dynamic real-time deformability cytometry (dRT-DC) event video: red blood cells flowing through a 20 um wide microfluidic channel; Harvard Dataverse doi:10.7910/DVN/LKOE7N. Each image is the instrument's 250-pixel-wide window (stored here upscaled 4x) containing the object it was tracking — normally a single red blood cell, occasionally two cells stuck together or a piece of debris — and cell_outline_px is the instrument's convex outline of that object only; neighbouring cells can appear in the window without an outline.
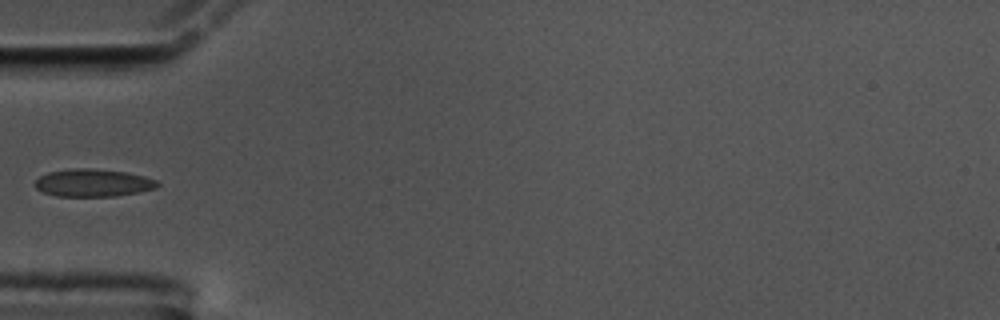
{"species": "common noctule bat (a hibernating species)", "species_latin": "Nyctalus noctula", "temperature_condition": "cold", "stored_images_in_passage": 40, "camera_frame_rate_fps": 3000, "um_per_image_px": 0.085, "animal": {"sex": "male", "body_mass_g": 17.5, "forearm_length_mm": 52.3}, "frame": {"image": 1, "passage_image": 1, "time_ms": 0.0, "image_size_px": [1000, 320], "cell_outline_px": [[160, 184], [156, 188], [116, 196], [56, 196], [44, 192], [36, 188], [32, 184], [40, 176], [48, 172], [68, 168], [88, 168], [124, 172], [144, 176], [156, 180]], "centroid_in_image_um": [7.86, 15.54], "position_along_channel_um": 77.1, "area_um2": 19.65}}
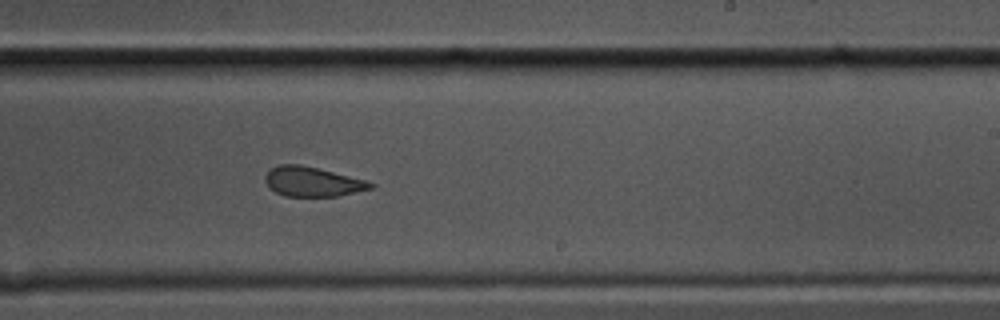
{"frame": {"image": 2, "passage_image": 17, "time_ms": 5.333, "image_size_px": [1000, 320], "cell_outline_px": [[376, 184], [372, 188], [340, 196], [284, 196], [268, 188], [264, 180], [264, 176], [272, 168], [280, 164], [300, 164], [368, 180]], "centroid_in_image_um": [26.56, 15.44], "position_along_channel_um": 262.4, "area_um2": 18.32}}
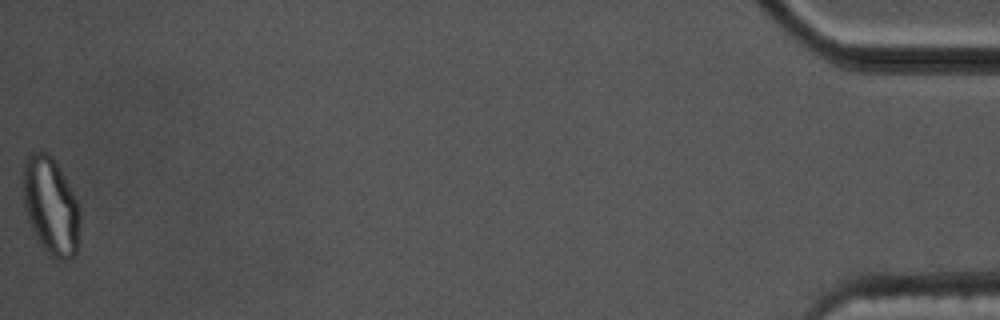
{"frame": {"image": 3, "passage_image": 40, "time_ms": 13.0, "image_size_px": [1000, 320], "cell_outline_px": [[80, 224], [76, 256], [68, 260], [60, 260], [52, 256], [40, 244], [28, 220], [24, 208], [24, 160], [28, 152], [40, 148], [48, 152], [52, 156], [64, 176], [80, 204]], "centroid_in_image_um": [4.33, 17.47], "position_along_channel_um": 430.9, "area_um2": 32.77}}